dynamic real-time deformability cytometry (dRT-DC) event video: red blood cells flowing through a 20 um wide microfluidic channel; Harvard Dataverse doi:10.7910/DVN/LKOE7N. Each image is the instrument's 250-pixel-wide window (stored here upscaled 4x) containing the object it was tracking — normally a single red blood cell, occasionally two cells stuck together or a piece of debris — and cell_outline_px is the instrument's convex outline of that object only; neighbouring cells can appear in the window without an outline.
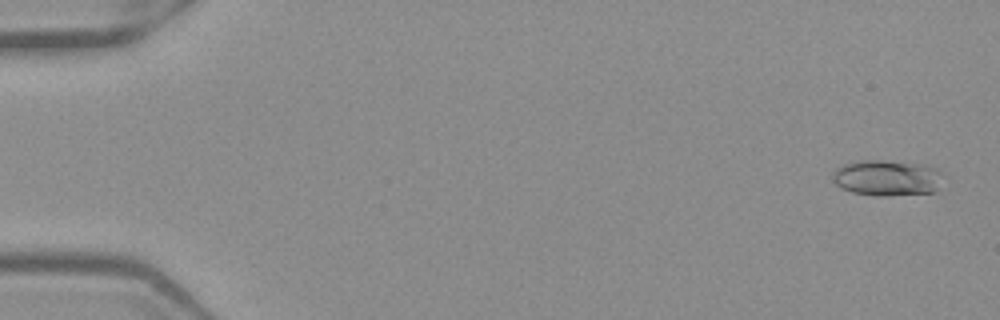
{"species": "Egyptian fruit bat (a non-hibernating species)", "species_latin": "Rousettus aegyptiacus", "temperature_condition": "warm", "stored_images_in_passage": 52, "camera_frame_rate_fps": 3000, "um_per_image_px": 0.085, "frame": {"image": 1, "passage_image": 2, "time_ms": 0.333, "image_size_px": [1000, 320], "cell_outline_px": [[944, 172], [936, 188], [932, 192], [888, 196], [876, 196], [852, 192], [840, 188], [832, 180], [832, 172], [836, 168], [844, 164], [860, 160], [880, 160], [924, 164], [936, 168]], "centroid_in_image_um": [75.36, 15.11], "position_along_channel_um": 9.6, "area_um2": 23.24}}
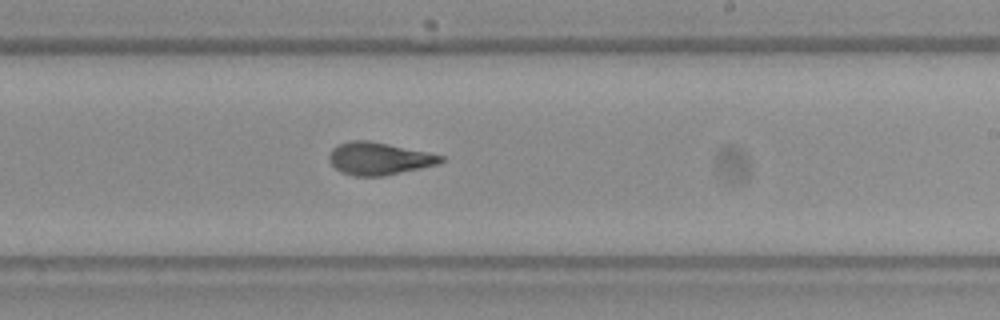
{"frame": {"image": 2, "passage_image": 32, "time_ms": 10.333, "image_size_px": [1000, 320], "cell_outline_px": [[444, 160], [440, 164], [384, 176], [352, 176], [340, 172], [328, 160], [328, 156], [332, 148], [336, 144], [352, 140], [368, 140], [428, 152], [444, 156]], "centroid_in_image_um": [32.19, 13.48], "position_along_channel_um": 256.8, "area_um2": 21.33}}
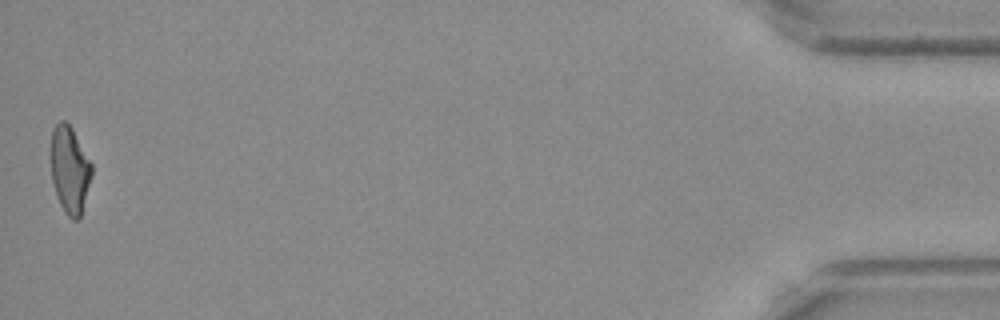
{"frame": {"image": 3, "passage_image": 52, "time_ms": 17.0, "image_size_px": [1000, 320], "cell_outline_px": [[92, 176], [80, 220], [72, 220], [64, 212], [56, 196], [52, 180], [48, 156], [48, 152], [52, 128], [60, 120], [64, 120], [72, 128], [92, 164]], "centroid_in_image_um": [5.88, 14.42], "position_along_channel_um": 429.3, "area_um2": 21.5}, "authors_computed_cell_mechanics": {"area_um2": 21.097, "velocity_mm_per_s": 3.9487, "shape_relaxation_time_tau1_ms": 10.3096, "shape_relaxation_time_tau2_ms": 1.6355, "deformation_change_tau1": 0.2674, "deformation_change_tau2": 0.08}}